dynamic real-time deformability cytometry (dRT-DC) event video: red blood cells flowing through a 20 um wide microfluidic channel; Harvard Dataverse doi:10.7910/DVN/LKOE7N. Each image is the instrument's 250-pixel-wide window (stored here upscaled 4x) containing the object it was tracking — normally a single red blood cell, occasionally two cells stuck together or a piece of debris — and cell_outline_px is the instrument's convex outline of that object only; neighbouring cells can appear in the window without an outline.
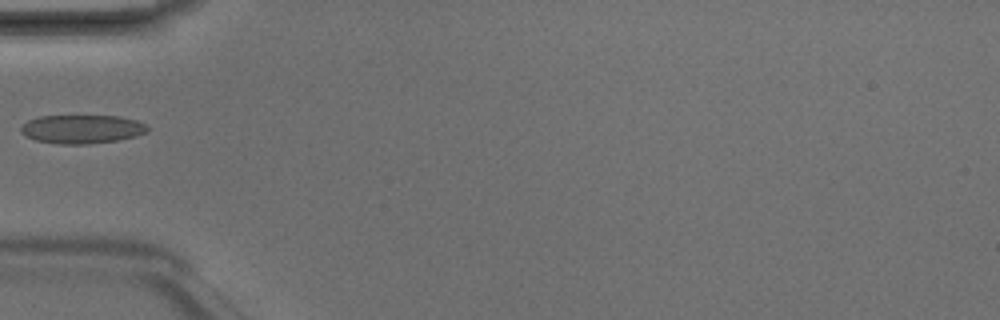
{"species": "Egyptian fruit bat (a non-hibernating species)", "species_latin": "Rousettus aegyptiacus", "temperature_condition": "room temperature", "stored_images_in_passage": 4, "camera_frame_rate_fps": 3000, "um_per_image_px": 0.085, "animal": {"sex": "male"}, "frame": {"image": 1, "passage_image": 4, "time_ms": 1.0, "image_size_px": [1000, 320], "cell_outline_px": [[148, 132], [136, 136], [116, 140], [88, 144], [60, 144], [36, 140], [24, 136], [20, 132], [20, 128], [28, 120], [40, 116], [120, 116], [136, 120], [148, 124]], "centroid_in_image_um": [6.98, 10.97], "position_along_channel_um": 78.0, "area_um2": 21.21}}